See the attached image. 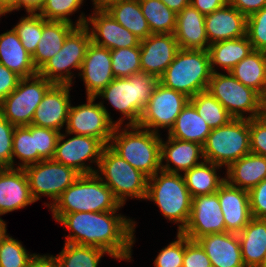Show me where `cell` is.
Returning <instances> with one entry per match:
<instances>
[{
	"label": "cell",
	"mask_w": 266,
	"mask_h": 267,
	"mask_svg": "<svg viewBox=\"0 0 266 267\" xmlns=\"http://www.w3.org/2000/svg\"><path fill=\"white\" fill-rule=\"evenodd\" d=\"M58 223L70 232L65 243L97 247L116 260H132L136 222L123 214L75 212L65 214Z\"/></svg>",
	"instance_id": "6da1fadb"
},
{
	"label": "cell",
	"mask_w": 266,
	"mask_h": 267,
	"mask_svg": "<svg viewBox=\"0 0 266 267\" xmlns=\"http://www.w3.org/2000/svg\"><path fill=\"white\" fill-rule=\"evenodd\" d=\"M121 207L112 190L94 173L80 175L49 208L58 222L68 213L119 211Z\"/></svg>",
	"instance_id": "7a4b0ae2"
},
{
	"label": "cell",
	"mask_w": 266,
	"mask_h": 267,
	"mask_svg": "<svg viewBox=\"0 0 266 267\" xmlns=\"http://www.w3.org/2000/svg\"><path fill=\"white\" fill-rule=\"evenodd\" d=\"M160 135L138 125H118L108 146L149 178L161 170Z\"/></svg>",
	"instance_id": "3957f363"
},
{
	"label": "cell",
	"mask_w": 266,
	"mask_h": 267,
	"mask_svg": "<svg viewBox=\"0 0 266 267\" xmlns=\"http://www.w3.org/2000/svg\"><path fill=\"white\" fill-rule=\"evenodd\" d=\"M159 83L153 75L140 72L125 78H114L104 89L94 97L106 99L123 117L116 121V126L122 125L125 119L127 125H138L145 106Z\"/></svg>",
	"instance_id": "277c9868"
},
{
	"label": "cell",
	"mask_w": 266,
	"mask_h": 267,
	"mask_svg": "<svg viewBox=\"0 0 266 267\" xmlns=\"http://www.w3.org/2000/svg\"><path fill=\"white\" fill-rule=\"evenodd\" d=\"M145 200L153 201L162 215L177 224V232L186 227L192 205V196L183 175L159 170L148 178Z\"/></svg>",
	"instance_id": "5b68a950"
},
{
	"label": "cell",
	"mask_w": 266,
	"mask_h": 267,
	"mask_svg": "<svg viewBox=\"0 0 266 267\" xmlns=\"http://www.w3.org/2000/svg\"><path fill=\"white\" fill-rule=\"evenodd\" d=\"M212 73L207 50L180 49L159 83L192 98L207 90Z\"/></svg>",
	"instance_id": "8992f818"
},
{
	"label": "cell",
	"mask_w": 266,
	"mask_h": 267,
	"mask_svg": "<svg viewBox=\"0 0 266 267\" xmlns=\"http://www.w3.org/2000/svg\"><path fill=\"white\" fill-rule=\"evenodd\" d=\"M95 174L112 190L120 205L128 197L145 200L148 177L116 154L108 145L102 151Z\"/></svg>",
	"instance_id": "52a82bcc"
},
{
	"label": "cell",
	"mask_w": 266,
	"mask_h": 267,
	"mask_svg": "<svg viewBox=\"0 0 266 267\" xmlns=\"http://www.w3.org/2000/svg\"><path fill=\"white\" fill-rule=\"evenodd\" d=\"M249 153L250 131L247 118H233L227 124L211 129L203 145L204 159L226 169Z\"/></svg>",
	"instance_id": "ba28073f"
},
{
	"label": "cell",
	"mask_w": 266,
	"mask_h": 267,
	"mask_svg": "<svg viewBox=\"0 0 266 267\" xmlns=\"http://www.w3.org/2000/svg\"><path fill=\"white\" fill-rule=\"evenodd\" d=\"M207 91L233 118L252 119L263 115V97L238 81L230 72L212 73Z\"/></svg>",
	"instance_id": "9c48e42d"
},
{
	"label": "cell",
	"mask_w": 266,
	"mask_h": 267,
	"mask_svg": "<svg viewBox=\"0 0 266 267\" xmlns=\"http://www.w3.org/2000/svg\"><path fill=\"white\" fill-rule=\"evenodd\" d=\"M90 43L88 27H75L65 38L61 50L38 70V74L54 84L72 85L74 73L71 69L80 71Z\"/></svg>",
	"instance_id": "30bf717a"
},
{
	"label": "cell",
	"mask_w": 266,
	"mask_h": 267,
	"mask_svg": "<svg viewBox=\"0 0 266 267\" xmlns=\"http://www.w3.org/2000/svg\"><path fill=\"white\" fill-rule=\"evenodd\" d=\"M53 85L39 74L21 78L16 89L0 103L3 117L14 126L31 125L36 108Z\"/></svg>",
	"instance_id": "8fae6325"
},
{
	"label": "cell",
	"mask_w": 266,
	"mask_h": 267,
	"mask_svg": "<svg viewBox=\"0 0 266 267\" xmlns=\"http://www.w3.org/2000/svg\"><path fill=\"white\" fill-rule=\"evenodd\" d=\"M35 202L41 196H47L51 202L44 203L49 208L59 196L80 176L73 168L58 163L53 159L42 160L24 168Z\"/></svg>",
	"instance_id": "7c38bea8"
},
{
	"label": "cell",
	"mask_w": 266,
	"mask_h": 267,
	"mask_svg": "<svg viewBox=\"0 0 266 267\" xmlns=\"http://www.w3.org/2000/svg\"><path fill=\"white\" fill-rule=\"evenodd\" d=\"M86 103L70 106L65 132L70 135H84L99 139L105 146L109 145L110 139L116 126V121L110 116L109 110L94 101L98 98L86 96Z\"/></svg>",
	"instance_id": "4fadbf2b"
},
{
	"label": "cell",
	"mask_w": 266,
	"mask_h": 267,
	"mask_svg": "<svg viewBox=\"0 0 266 267\" xmlns=\"http://www.w3.org/2000/svg\"><path fill=\"white\" fill-rule=\"evenodd\" d=\"M68 135V132L60 133L53 160L73 168L80 175L94 174L96 167L90 163L98 167L105 145L95 137L74 134L67 139Z\"/></svg>",
	"instance_id": "5bb4252c"
},
{
	"label": "cell",
	"mask_w": 266,
	"mask_h": 267,
	"mask_svg": "<svg viewBox=\"0 0 266 267\" xmlns=\"http://www.w3.org/2000/svg\"><path fill=\"white\" fill-rule=\"evenodd\" d=\"M189 99L185 94L158 83L144 108L138 126L157 134L159 128L169 132Z\"/></svg>",
	"instance_id": "9a60e30c"
},
{
	"label": "cell",
	"mask_w": 266,
	"mask_h": 267,
	"mask_svg": "<svg viewBox=\"0 0 266 267\" xmlns=\"http://www.w3.org/2000/svg\"><path fill=\"white\" fill-rule=\"evenodd\" d=\"M226 232L218 193L192 197L191 214L181 232L191 240L203 235Z\"/></svg>",
	"instance_id": "2e32d148"
},
{
	"label": "cell",
	"mask_w": 266,
	"mask_h": 267,
	"mask_svg": "<svg viewBox=\"0 0 266 267\" xmlns=\"http://www.w3.org/2000/svg\"><path fill=\"white\" fill-rule=\"evenodd\" d=\"M93 10L85 25L94 44L109 50L140 46L141 40L120 25L104 8L93 7Z\"/></svg>",
	"instance_id": "e0dca14e"
},
{
	"label": "cell",
	"mask_w": 266,
	"mask_h": 267,
	"mask_svg": "<svg viewBox=\"0 0 266 267\" xmlns=\"http://www.w3.org/2000/svg\"><path fill=\"white\" fill-rule=\"evenodd\" d=\"M180 50L174 34H151L140 42L141 71L158 79Z\"/></svg>",
	"instance_id": "ac0fdd59"
},
{
	"label": "cell",
	"mask_w": 266,
	"mask_h": 267,
	"mask_svg": "<svg viewBox=\"0 0 266 267\" xmlns=\"http://www.w3.org/2000/svg\"><path fill=\"white\" fill-rule=\"evenodd\" d=\"M71 86L70 84H54L36 108L31 124L61 132L68 120Z\"/></svg>",
	"instance_id": "d6986e66"
},
{
	"label": "cell",
	"mask_w": 266,
	"mask_h": 267,
	"mask_svg": "<svg viewBox=\"0 0 266 267\" xmlns=\"http://www.w3.org/2000/svg\"><path fill=\"white\" fill-rule=\"evenodd\" d=\"M78 75L83 80L87 96L94 97L98 94L115 78L110 50L91 41Z\"/></svg>",
	"instance_id": "ffe728a7"
},
{
	"label": "cell",
	"mask_w": 266,
	"mask_h": 267,
	"mask_svg": "<svg viewBox=\"0 0 266 267\" xmlns=\"http://www.w3.org/2000/svg\"><path fill=\"white\" fill-rule=\"evenodd\" d=\"M35 203L22 168H0V216Z\"/></svg>",
	"instance_id": "44dd1931"
},
{
	"label": "cell",
	"mask_w": 266,
	"mask_h": 267,
	"mask_svg": "<svg viewBox=\"0 0 266 267\" xmlns=\"http://www.w3.org/2000/svg\"><path fill=\"white\" fill-rule=\"evenodd\" d=\"M217 193L226 232L238 234L253 218L250 210L249 192L231 186L225 181Z\"/></svg>",
	"instance_id": "7402d4cb"
},
{
	"label": "cell",
	"mask_w": 266,
	"mask_h": 267,
	"mask_svg": "<svg viewBox=\"0 0 266 267\" xmlns=\"http://www.w3.org/2000/svg\"><path fill=\"white\" fill-rule=\"evenodd\" d=\"M167 138L166 141L161 139V170L180 174L205 160L202 145L170 136Z\"/></svg>",
	"instance_id": "603a6c76"
},
{
	"label": "cell",
	"mask_w": 266,
	"mask_h": 267,
	"mask_svg": "<svg viewBox=\"0 0 266 267\" xmlns=\"http://www.w3.org/2000/svg\"><path fill=\"white\" fill-rule=\"evenodd\" d=\"M212 267H245L237 233L203 235L197 239Z\"/></svg>",
	"instance_id": "cb8c5ba5"
},
{
	"label": "cell",
	"mask_w": 266,
	"mask_h": 267,
	"mask_svg": "<svg viewBox=\"0 0 266 267\" xmlns=\"http://www.w3.org/2000/svg\"><path fill=\"white\" fill-rule=\"evenodd\" d=\"M247 17L230 3L205 16L209 44L246 36Z\"/></svg>",
	"instance_id": "d4e9b609"
},
{
	"label": "cell",
	"mask_w": 266,
	"mask_h": 267,
	"mask_svg": "<svg viewBox=\"0 0 266 267\" xmlns=\"http://www.w3.org/2000/svg\"><path fill=\"white\" fill-rule=\"evenodd\" d=\"M174 37L180 49L208 50L205 16L189 5L177 13Z\"/></svg>",
	"instance_id": "484cf974"
},
{
	"label": "cell",
	"mask_w": 266,
	"mask_h": 267,
	"mask_svg": "<svg viewBox=\"0 0 266 267\" xmlns=\"http://www.w3.org/2000/svg\"><path fill=\"white\" fill-rule=\"evenodd\" d=\"M226 170V181L234 187L250 191L266 179V157L249 153L233 162Z\"/></svg>",
	"instance_id": "4316f807"
},
{
	"label": "cell",
	"mask_w": 266,
	"mask_h": 267,
	"mask_svg": "<svg viewBox=\"0 0 266 267\" xmlns=\"http://www.w3.org/2000/svg\"><path fill=\"white\" fill-rule=\"evenodd\" d=\"M0 63L22 78L38 74L32 56L22 46L13 28L0 34Z\"/></svg>",
	"instance_id": "83f0119b"
},
{
	"label": "cell",
	"mask_w": 266,
	"mask_h": 267,
	"mask_svg": "<svg viewBox=\"0 0 266 267\" xmlns=\"http://www.w3.org/2000/svg\"><path fill=\"white\" fill-rule=\"evenodd\" d=\"M245 267H260L266 254V219L252 218L238 233Z\"/></svg>",
	"instance_id": "f1b7e54d"
},
{
	"label": "cell",
	"mask_w": 266,
	"mask_h": 267,
	"mask_svg": "<svg viewBox=\"0 0 266 267\" xmlns=\"http://www.w3.org/2000/svg\"><path fill=\"white\" fill-rule=\"evenodd\" d=\"M253 50L247 35L238 39L223 40L210 44L207 51L212 72H218L215 66L229 72Z\"/></svg>",
	"instance_id": "f546056e"
},
{
	"label": "cell",
	"mask_w": 266,
	"mask_h": 267,
	"mask_svg": "<svg viewBox=\"0 0 266 267\" xmlns=\"http://www.w3.org/2000/svg\"><path fill=\"white\" fill-rule=\"evenodd\" d=\"M63 21H47L43 18V32L32 61L37 71L62 48L65 38L75 28Z\"/></svg>",
	"instance_id": "4dcf8cb0"
},
{
	"label": "cell",
	"mask_w": 266,
	"mask_h": 267,
	"mask_svg": "<svg viewBox=\"0 0 266 267\" xmlns=\"http://www.w3.org/2000/svg\"><path fill=\"white\" fill-rule=\"evenodd\" d=\"M120 25L140 40L151 35L149 24L142 13L139 0H113L103 7Z\"/></svg>",
	"instance_id": "1f68e13d"
},
{
	"label": "cell",
	"mask_w": 266,
	"mask_h": 267,
	"mask_svg": "<svg viewBox=\"0 0 266 267\" xmlns=\"http://www.w3.org/2000/svg\"><path fill=\"white\" fill-rule=\"evenodd\" d=\"M211 128L196 111L195 107L188 102L178 115L173 127L167 135L175 139L194 142L204 145Z\"/></svg>",
	"instance_id": "d6a6232c"
},
{
	"label": "cell",
	"mask_w": 266,
	"mask_h": 267,
	"mask_svg": "<svg viewBox=\"0 0 266 267\" xmlns=\"http://www.w3.org/2000/svg\"><path fill=\"white\" fill-rule=\"evenodd\" d=\"M238 81L262 97L266 94V52L253 50L229 71Z\"/></svg>",
	"instance_id": "836d02e7"
},
{
	"label": "cell",
	"mask_w": 266,
	"mask_h": 267,
	"mask_svg": "<svg viewBox=\"0 0 266 267\" xmlns=\"http://www.w3.org/2000/svg\"><path fill=\"white\" fill-rule=\"evenodd\" d=\"M220 168L222 167L204 160L190 170L185 171L182 175L191 196L216 193L226 181L225 177L221 178L217 173Z\"/></svg>",
	"instance_id": "e575fe53"
},
{
	"label": "cell",
	"mask_w": 266,
	"mask_h": 267,
	"mask_svg": "<svg viewBox=\"0 0 266 267\" xmlns=\"http://www.w3.org/2000/svg\"><path fill=\"white\" fill-rule=\"evenodd\" d=\"M15 157L20 161L17 168L22 169L44 160L36 149L34 125L15 127L12 142V167L14 168H16Z\"/></svg>",
	"instance_id": "d590c367"
},
{
	"label": "cell",
	"mask_w": 266,
	"mask_h": 267,
	"mask_svg": "<svg viewBox=\"0 0 266 267\" xmlns=\"http://www.w3.org/2000/svg\"><path fill=\"white\" fill-rule=\"evenodd\" d=\"M151 34H174L177 13L169 9L161 0H139Z\"/></svg>",
	"instance_id": "8d00e7d4"
},
{
	"label": "cell",
	"mask_w": 266,
	"mask_h": 267,
	"mask_svg": "<svg viewBox=\"0 0 266 267\" xmlns=\"http://www.w3.org/2000/svg\"><path fill=\"white\" fill-rule=\"evenodd\" d=\"M104 254L109 255L97 247L64 243L63 249L56 257L63 267H98Z\"/></svg>",
	"instance_id": "74e56055"
},
{
	"label": "cell",
	"mask_w": 266,
	"mask_h": 267,
	"mask_svg": "<svg viewBox=\"0 0 266 267\" xmlns=\"http://www.w3.org/2000/svg\"><path fill=\"white\" fill-rule=\"evenodd\" d=\"M189 102L211 129L221 127L233 119L224 106L207 90L197 93Z\"/></svg>",
	"instance_id": "f35d334b"
},
{
	"label": "cell",
	"mask_w": 266,
	"mask_h": 267,
	"mask_svg": "<svg viewBox=\"0 0 266 267\" xmlns=\"http://www.w3.org/2000/svg\"><path fill=\"white\" fill-rule=\"evenodd\" d=\"M84 0H45L41 9L37 12L47 21H63L72 25L84 26L87 21L85 13H81L76 22H73L69 16H72Z\"/></svg>",
	"instance_id": "ab89813d"
},
{
	"label": "cell",
	"mask_w": 266,
	"mask_h": 267,
	"mask_svg": "<svg viewBox=\"0 0 266 267\" xmlns=\"http://www.w3.org/2000/svg\"><path fill=\"white\" fill-rule=\"evenodd\" d=\"M20 21L13 27L17 33L22 46L32 56L36 51L43 32V17L38 13H26Z\"/></svg>",
	"instance_id": "60d3db41"
},
{
	"label": "cell",
	"mask_w": 266,
	"mask_h": 267,
	"mask_svg": "<svg viewBox=\"0 0 266 267\" xmlns=\"http://www.w3.org/2000/svg\"><path fill=\"white\" fill-rule=\"evenodd\" d=\"M111 67L115 78L130 77L140 73V46L110 50Z\"/></svg>",
	"instance_id": "b9f144b4"
},
{
	"label": "cell",
	"mask_w": 266,
	"mask_h": 267,
	"mask_svg": "<svg viewBox=\"0 0 266 267\" xmlns=\"http://www.w3.org/2000/svg\"><path fill=\"white\" fill-rule=\"evenodd\" d=\"M35 253H29L21 241L7 235L0 243V267H29Z\"/></svg>",
	"instance_id": "7bdbcfd3"
},
{
	"label": "cell",
	"mask_w": 266,
	"mask_h": 267,
	"mask_svg": "<svg viewBox=\"0 0 266 267\" xmlns=\"http://www.w3.org/2000/svg\"><path fill=\"white\" fill-rule=\"evenodd\" d=\"M246 35L254 50L266 52V6L247 17Z\"/></svg>",
	"instance_id": "ee69618b"
},
{
	"label": "cell",
	"mask_w": 266,
	"mask_h": 267,
	"mask_svg": "<svg viewBox=\"0 0 266 267\" xmlns=\"http://www.w3.org/2000/svg\"><path fill=\"white\" fill-rule=\"evenodd\" d=\"M185 235L177 232L176 240L162 248L154 260V267H182Z\"/></svg>",
	"instance_id": "f6af8a7d"
},
{
	"label": "cell",
	"mask_w": 266,
	"mask_h": 267,
	"mask_svg": "<svg viewBox=\"0 0 266 267\" xmlns=\"http://www.w3.org/2000/svg\"><path fill=\"white\" fill-rule=\"evenodd\" d=\"M60 133L51 128L35 126L36 149L44 160L53 159Z\"/></svg>",
	"instance_id": "bcb514c9"
},
{
	"label": "cell",
	"mask_w": 266,
	"mask_h": 267,
	"mask_svg": "<svg viewBox=\"0 0 266 267\" xmlns=\"http://www.w3.org/2000/svg\"><path fill=\"white\" fill-rule=\"evenodd\" d=\"M15 127L3 117L0 109V168L12 167V142Z\"/></svg>",
	"instance_id": "7dc6e473"
},
{
	"label": "cell",
	"mask_w": 266,
	"mask_h": 267,
	"mask_svg": "<svg viewBox=\"0 0 266 267\" xmlns=\"http://www.w3.org/2000/svg\"><path fill=\"white\" fill-rule=\"evenodd\" d=\"M251 153L266 157V117L249 119Z\"/></svg>",
	"instance_id": "c3c4849f"
},
{
	"label": "cell",
	"mask_w": 266,
	"mask_h": 267,
	"mask_svg": "<svg viewBox=\"0 0 266 267\" xmlns=\"http://www.w3.org/2000/svg\"><path fill=\"white\" fill-rule=\"evenodd\" d=\"M182 267H212L205 250L197 240L185 236V251Z\"/></svg>",
	"instance_id": "681fc988"
},
{
	"label": "cell",
	"mask_w": 266,
	"mask_h": 267,
	"mask_svg": "<svg viewBox=\"0 0 266 267\" xmlns=\"http://www.w3.org/2000/svg\"><path fill=\"white\" fill-rule=\"evenodd\" d=\"M249 200L252 217L266 219V179L249 191Z\"/></svg>",
	"instance_id": "f907efd6"
},
{
	"label": "cell",
	"mask_w": 266,
	"mask_h": 267,
	"mask_svg": "<svg viewBox=\"0 0 266 267\" xmlns=\"http://www.w3.org/2000/svg\"><path fill=\"white\" fill-rule=\"evenodd\" d=\"M21 78L17 73L0 63V103L16 89Z\"/></svg>",
	"instance_id": "816d5d0a"
},
{
	"label": "cell",
	"mask_w": 266,
	"mask_h": 267,
	"mask_svg": "<svg viewBox=\"0 0 266 267\" xmlns=\"http://www.w3.org/2000/svg\"><path fill=\"white\" fill-rule=\"evenodd\" d=\"M229 3L246 17L266 6V0H229Z\"/></svg>",
	"instance_id": "f5cc1de1"
},
{
	"label": "cell",
	"mask_w": 266,
	"mask_h": 267,
	"mask_svg": "<svg viewBox=\"0 0 266 267\" xmlns=\"http://www.w3.org/2000/svg\"><path fill=\"white\" fill-rule=\"evenodd\" d=\"M229 4V0H190V5L204 16Z\"/></svg>",
	"instance_id": "db71d44e"
},
{
	"label": "cell",
	"mask_w": 266,
	"mask_h": 267,
	"mask_svg": "<svg viewBox=\"0 0 266 267\" xmlns=\"http://www.w3.org/2000/svg\"><path fill=\"white\" fill-rule=\"evenodd\" d=\"M29 267H63L56 256L34 254L29 261Z\"/></svg>",
	"instance_id": "11a10c76"
},
{
	"label": "cell",
	"mask_w": 266,
	"mask_h": 267,
	"mask_svg": "<svg viewBox=\"0 0 266 267\" xmlns=\"http://www.w3.org/2000/svg\"><path fill=\"white\" fill-rule=\"evenodd\" d=\"M45 0H20V9L24 7L28 13H37Z\"/></svg>",
	"instance_id": "9f6ffc18"
},
{
	"label": "cell",
	"mask_w": 266,
	"mask_h": 267,
	"mask_svg": "<svg viewBox=\"0 0 266 267\" xmlns=\"http://www.w3.org/2000/svg\"><path fill=\"white\" fill-rule=\"evenodd\" d=\"M169 9L178 13L190 5V0H161Z\"/></svg>",
	"instance_id": "6f0895ef"
},
{
	"label": "cell",
	"mask_w": 266,
	"mask_h": 267,
	"mask_svg": "<svg viewBox=\"0 0 266 267\" xmlns=\"http://www.w3.org/2000/svg\"><path fill=\"white\" fill-rule=\"evenodd\" d=\"M0 6L7 12L20 10V0H0Z\"/></svg>",
	"instance_id": "680465c9"
},
{
	"label": "cell",
	"mask_w": 266,
	"mask_h": 267,
	"mask_svg": "<svg viewBox=\"0 0 266 267\" xmlns=\"http://www.w3.org/2000/svg\"><path fill=\"white\" fill-rule=\"evenodd\" d=\"M7 223L0 217V243L2 239L7 235Z\"/></svg>",
	"instance_id": "91938a15"
},
{
	"label": "cell",
	"mask_w": 266,
	"mask_h": 267,
	"mask_svg": "<svg viewBox=\"0 0 266 267\" xmlns=\"http://www.w3.org/2000/svg\"><path fill=\"white\" fill-rule=\"evenodd\" d=\"M113 0H92L94 8H103L107 3Z\"/></svg>",
	"instance_id": "94428289"
},
{
	"label": "cell",
	"mask_w": 266,
	"mask_h": 267,
	"mask_svg": "<svg viewBox=\"0 0 266 267\" xmlns=\"http://www.w3.org/2000/svg\"><path fill=\"white\" fill-rule=\"evenodd\" d=\"M263 116L266 117V94L263 97Z\"/></svg>",
	"instance_id": "6125c7cd"
},
{
	"label": "cell",
	"mask_w": 266,
	"mask_h": 267,
	"mask_svg": "<svg viewBox=\"0 0 266 267\" xmlns=\"http://www.w3.org/2000/svg\"><path fill=\"white\" fill-rule=\"evenodd\" d=\"M8 14L1 6H0V17Z\"/></svg>",
	"instance_id": "be15d7a7"
},
{
	"label": "cell",
	"mask_w": 266,
	"mask_h": 267,
	"mask_svg": "<svg viewBox=\"0 0 266 267\" xmlns=\"http://www.w3.org/2000/svg\"><path fill=\"white\" fill-rule=\"evenodd\" d=\"M260 267H266V254H265L264 261H263V263H262V265Z\"/></svg>",
	"instance_id": "e7e4bbea"
}]
</instances>
